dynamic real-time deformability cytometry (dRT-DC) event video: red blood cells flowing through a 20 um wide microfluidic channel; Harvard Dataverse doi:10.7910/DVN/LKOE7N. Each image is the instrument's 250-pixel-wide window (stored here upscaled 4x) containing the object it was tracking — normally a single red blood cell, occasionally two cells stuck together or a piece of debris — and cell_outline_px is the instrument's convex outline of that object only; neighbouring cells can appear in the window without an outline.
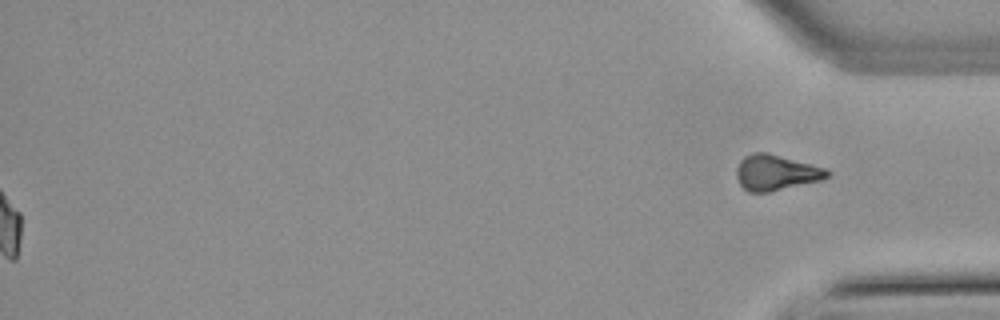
{"species": "common noctule bat (a hibernating species)", "species_latin": "Nyctalus noctula", "temperature_condition": "warm", "stored_images_in_passage": 56, "segment_of_instrument_passage": [2, 2], "camera_frame_rate_fps": 3000, "um_per_image_px": 0.085, "animal": {"sex": "male", "body_mass_g": 21.5, "forearm_length_mm": 52.0}, "frame": {"image": 1, "passage_image": 56, "time_ms": 18.333, "image_size_px": [1000, 320], "cell_outline_px": [[832, 172], [828, 176], [820, 180], [768, 192], [748, 192], [740, 184], [736, 176], [736, 168], [740, 160], [744, 156], [752, 152], [768, 152], [824, 168]], "centroid_in_image_um": [65.91, 14.66], "position_along_channel_um": 369.3, "area_um2": 18.67}}